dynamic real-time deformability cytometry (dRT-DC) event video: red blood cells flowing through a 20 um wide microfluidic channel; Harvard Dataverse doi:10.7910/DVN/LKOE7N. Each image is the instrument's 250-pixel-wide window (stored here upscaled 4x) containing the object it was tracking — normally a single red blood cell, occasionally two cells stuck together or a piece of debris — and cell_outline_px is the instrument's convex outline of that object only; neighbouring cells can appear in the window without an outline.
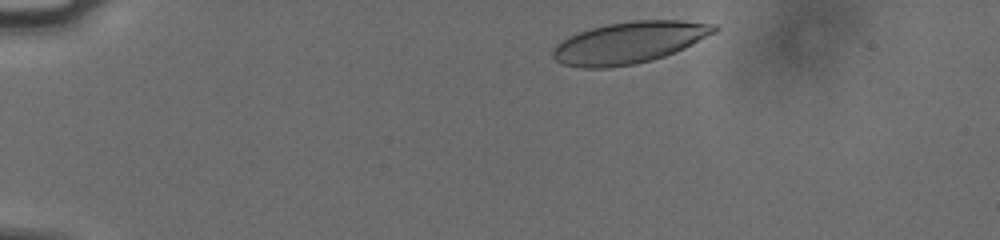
{"species": "human", "species_latin": "Homo sapiens", "temperature_condition": "cold", "stored_images_in_passage": 5, "camera_frame_rate_fps": 3000, "um_per_image_px": 0.085, "donor": {"sex": "male"}, "frame": {"image": 1, "passage_image": 1, "time_ms": 0.0, "image_size_px": [1000, 240], "cell_outline_px": [[720, 28], [716, 32], [684, 48], [664, 56], [652, 60], [632, 64], [608, 68], [580, 68], [560, 64], [552, 56], [552, 52], [556, 44], [568, 36], [592, 28], [608, 24], [636, 20], [684, 20], [716, 24]], "centroid_in_image_um": [53.48, 3.62], "position_along_channel_um": 31.5, "area_um2": 39.19}}
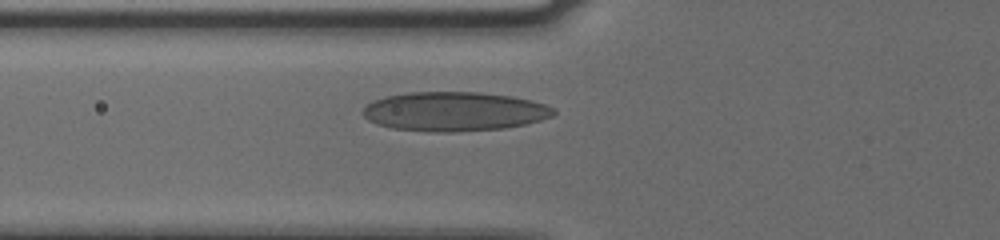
{"frame": {"image": 2, "passage_image": 5, "time_ms": 1.333, "image_size_px": [1000, 240], "cell_outline_px": [[556, 112], [552, 116], [540, 120], [524, 124], [504, 128], [456, 132], [432, 132], [392, 128], [376, 124], [368, 120], [360, 112], [368, 104], [384, 96], [408, 92], [480, 92], [512, 96], [532, 100], [544, 104], [552, 108]], "centroid_in_image_um": [38.59, 9.47], "position_along_channel_um": 87.2, "area_um2": 43.7}}